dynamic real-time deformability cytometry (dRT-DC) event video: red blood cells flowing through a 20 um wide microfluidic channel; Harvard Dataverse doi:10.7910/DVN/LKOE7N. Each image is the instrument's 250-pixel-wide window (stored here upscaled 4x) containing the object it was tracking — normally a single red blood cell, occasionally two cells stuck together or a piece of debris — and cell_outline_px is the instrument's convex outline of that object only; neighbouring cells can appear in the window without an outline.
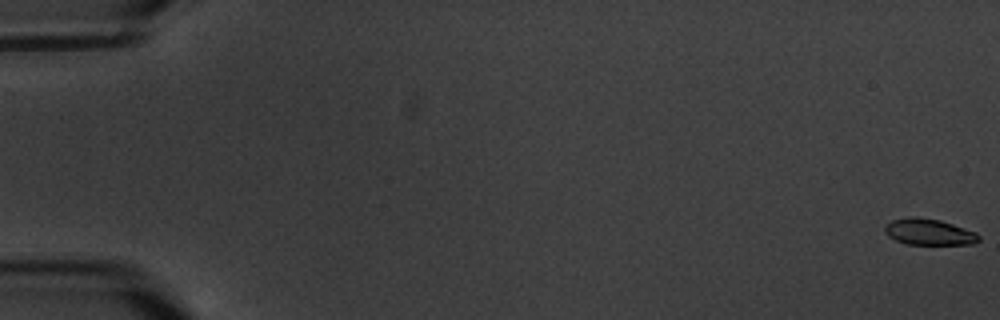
{"species": "common noctule bat (a hibernating species)", "species_latin": "Nyctalus noctula", "temperature_condition": "warm", "stored_images_in_passage": 10, "camera_frame_rate_fps": 3000, "um_per_image_px": 0.085, "animal": {"sex": "male", "body_mass_g": 20.1, "forearm_length_mm": 53.5}, "frame": {"image": 1, "passage_image": 1, "time_ms": 0.0, "image_size_px": [1000, 320], "cell_outline_px": [[980, 240], [972, 244], [908, 244], [896, 240], [888, 236], [884, 232], [884, 224], [892, 220], [908, 216], [916, 216], [940, 220], [976, 232], [980, 236]], "centroid_in_image_um": [78.93, 19.7], "position_along_channel_um": 6.1, "area_um2": 14.45}}
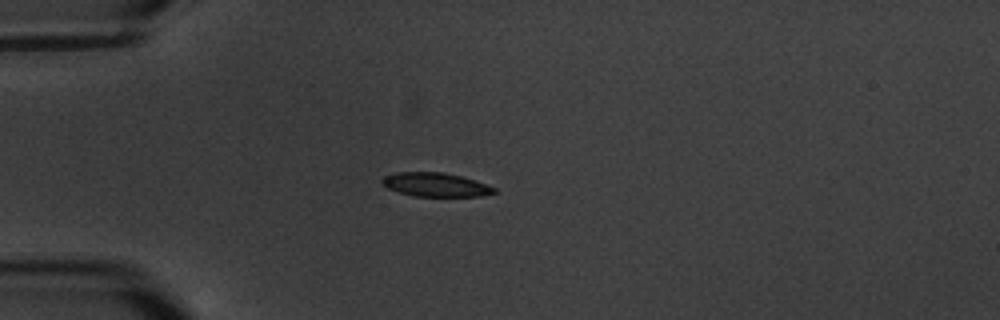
{"frame": {"image": 2, "passage_image": 5, "time_ms": 5.667, "image_size_px": [1000, 320], "cell_outline_px": [[496, 192], [480, 196], [416, 196], [400, 192], [388, 188], [380, 180], [384, 176], [396, 172], [444, 172], [460, 176], [496, 188]], "centroid_in_image_um": [36.99, 15.69], "position_along_channel_um": 48.0, "area_um2": 15.26}}